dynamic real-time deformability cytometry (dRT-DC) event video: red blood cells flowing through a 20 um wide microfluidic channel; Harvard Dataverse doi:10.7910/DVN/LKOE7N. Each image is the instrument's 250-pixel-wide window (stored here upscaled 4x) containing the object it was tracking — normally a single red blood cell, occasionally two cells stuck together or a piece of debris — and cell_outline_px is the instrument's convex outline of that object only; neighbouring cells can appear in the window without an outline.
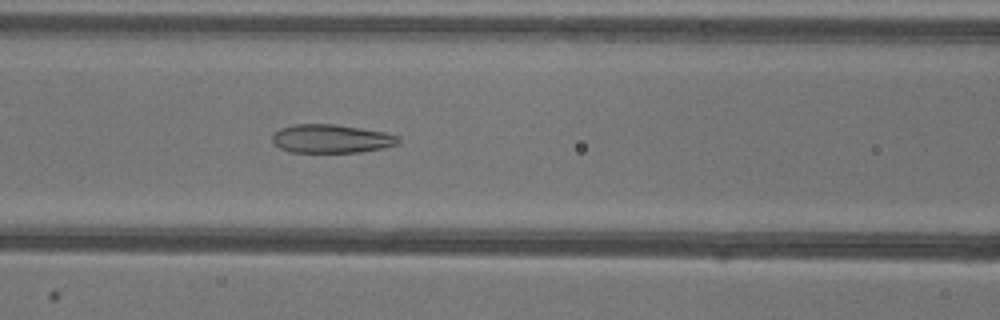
{"species": "common noctule bat (a hibernating species)", "species_latin": "Nyctalus noctula", "temperature_condition": "warm", "stored_images_in_passage": 50, "camera_frame_rate_fps": 3000, "um_per_image_px": 0.085, "animal": {"sex": "female"}, "frame": {"image": 1, "passage_image": 20, "time_ms": 6.333, "image_size_px": [1000, 320], "cell_outline_px": [[400, 140], [396, 144], [380, 148], [360, 152], [288, 152], [280, 148], [272, 140], [272, 136], [280, 128], [292, 124], [336, 124], [384, 132], [400, 136]], "centroid_in_image_um": [28.14, 11.78], "position_along_channel_um": 138.5, "area_um2": 20.87}}
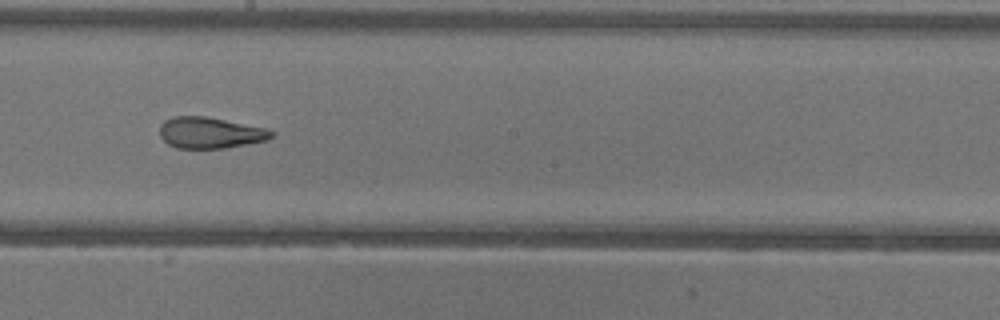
{"frame": {"image": 2, "passage_image": 27, "time_ms": 8.667, "image_size_px": [1000, 320], "cell_outline_px": [[276, 136], [268, 140], [224, 148], [176, 148], [168, 144], [160, 136], [160, 124], [164, 120], [172, 116], [204, 116], [264, 128], [276, 132]], "centroid_in_image_um": [17.86, 11.29], "position_along_channel_um": 230.3, "area_um2": 20.29}}
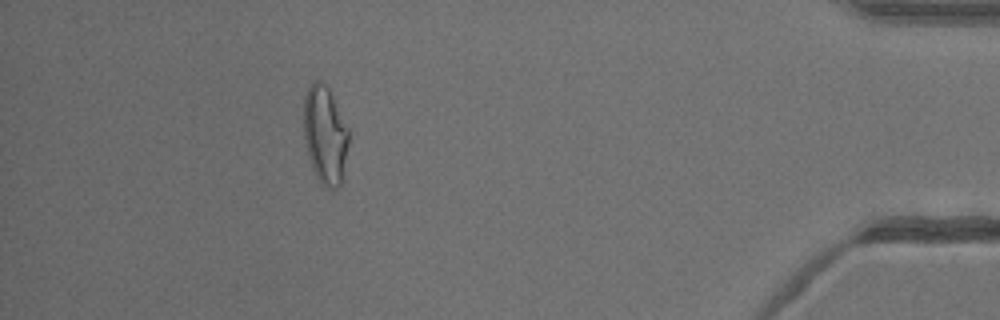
{"frame": {"image": 3, "passage_image": 45, "time_ms": 14.667, "image_size_px": [1000, 320], "cell_outline_px": [[348, 144], [340, 188], [324, 188], [316, 176], [312, 168], [308, 156], [304, 136], [304, 96], [308, 88], [316, 80], [324, 84], [328, 88], [348, 128]], "centroid_in_image_um": [27.62, 11.51], "position_along_channel_um": 407.6, "area_um2": 25.37}, "authors_computed_cell_mechanics": {"area_um2": 23.5824, "velocity_mm_per_s": 3.9343, "shape_relaxation_time_tau1_ms": null, "shape_relaxation_time_tau2_ms": 1.8316, "deformation_change_tau1": null, "deformation_change_tau2": 0.1103}}